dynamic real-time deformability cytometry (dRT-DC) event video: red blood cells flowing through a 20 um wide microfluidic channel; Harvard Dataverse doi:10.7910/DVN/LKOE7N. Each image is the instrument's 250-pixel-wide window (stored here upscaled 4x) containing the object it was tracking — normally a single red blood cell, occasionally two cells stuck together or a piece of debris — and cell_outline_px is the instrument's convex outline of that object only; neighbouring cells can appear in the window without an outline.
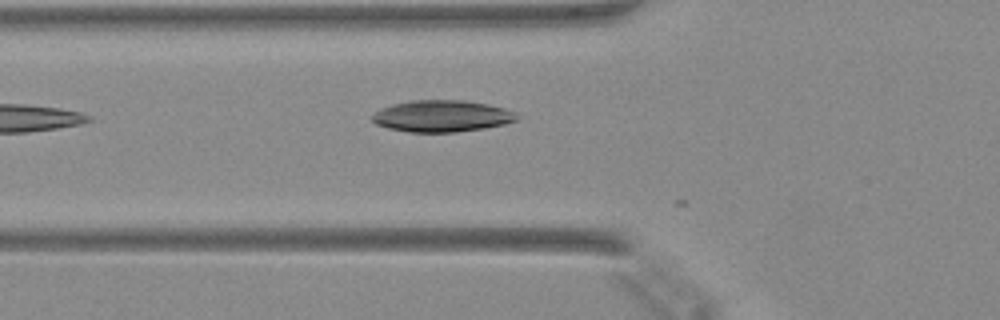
{"species": "Egyptian fruit bat (a non-hibernating species)", "species_latin": "Rousettus aegyptiacus", "temperature_condition": "warm", "stored_images_in_passage": 4, "camera_frame_rate_fps": 3000, "um_per_image_px": 0.085, "animal": {"sex": "female"}, "frame": {"image": 1, "passage_image": 2, "time_ms": 0.333, "image_size_px": [1000, 320], "cell_outline_px": [[520, 116], [516, 120], [504, 124], [484, 128], [456, 132], [408, 132], [388, 128], [376, 124], [372, 120], [372, 112], [380, 108], [392, 104], [412, 100], [464, 100], [488, 104], [504, 108], [516, 112]], "centroid_in_image_um": [37.54, 9.86], "position_along_channel_um": 88.3, "area_um2": 26.88}}